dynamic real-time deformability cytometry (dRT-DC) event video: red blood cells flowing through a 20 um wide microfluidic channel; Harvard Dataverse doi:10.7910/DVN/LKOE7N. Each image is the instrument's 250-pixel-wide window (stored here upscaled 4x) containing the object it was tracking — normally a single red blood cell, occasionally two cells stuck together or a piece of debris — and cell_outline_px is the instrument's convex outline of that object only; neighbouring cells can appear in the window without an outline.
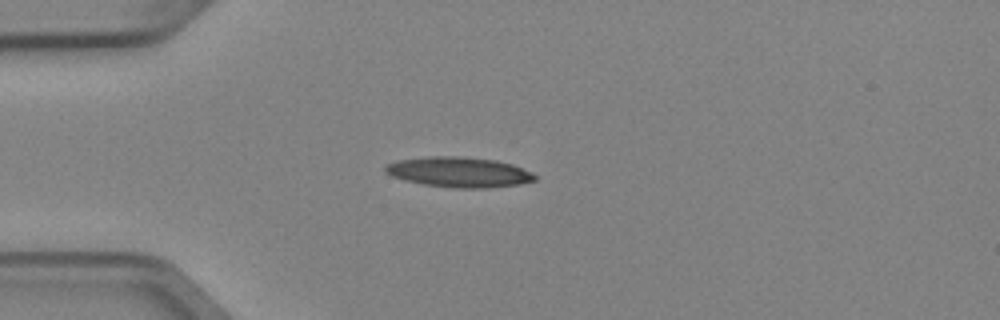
{"species": "Egyptian fruit bat (a non-hibernating species)", "species_latin": "Rousettus aegyptiacus", "temperature_condition": "cold", "stored_images_in_passage": 1, "camera_frame_rate_fps": 3000, "um_per_image_px": 0.085, "animal": {"sex": "female"}, "frame": {"image": 1, "passage_image": 1, "time_ms": 0.0, "image_size_px": [1000, 320], "cell_outline_px": [[536, 180], [520, 184], [488, 188], [452, 188], [424, 184], [404, 180], [392, 176], [384, 172], [384, 168], [388, 164], [396, 160], [428, 156], [456, 156], [496, 160], [512, 164], [532, 172], [536, 176]], "centroid_in_image_um": [39.01, 14.63], "position_along_channel_um": 46.0, "area_um2": 26.41}}